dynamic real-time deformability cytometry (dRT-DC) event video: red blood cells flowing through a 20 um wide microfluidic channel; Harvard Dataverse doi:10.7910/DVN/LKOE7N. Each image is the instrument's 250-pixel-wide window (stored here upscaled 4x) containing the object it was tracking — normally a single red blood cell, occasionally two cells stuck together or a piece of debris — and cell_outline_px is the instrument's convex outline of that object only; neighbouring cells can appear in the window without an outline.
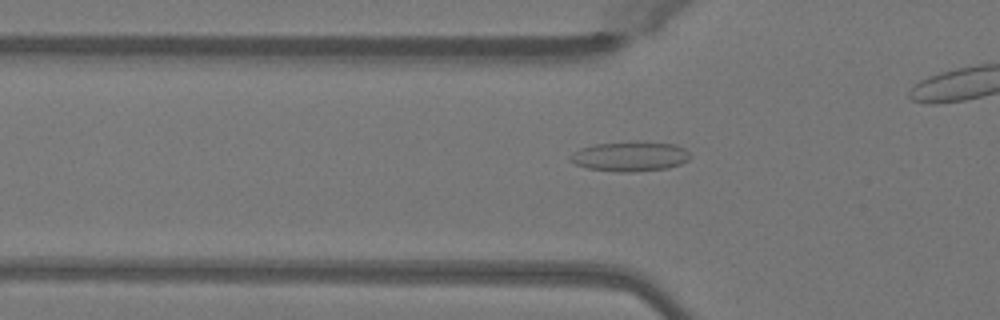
{"species": "Egyptian fruit bat (a non-hibernating species)", "species_latin": "Rousettus aegyptiacus", "temperature_condition": "warm", "stored_images_in_passage": 41, "camera_frame_rate_fps": 3000, "um_per_image_px": 0.085, "animal": {"sex": "female"}, "frame": {"image": 1, "passage_image": 17, "time_ms": 5.333, "image_size_px": [1000, 320], "cell_outline_px": [[692, 156], [688, 160], [680, 164], [668, 168], [632, 172], [616, 172], [588, 168], [576, 164], [568, 156], [572, 152], [580, 148], [596, 144], [636, 140], [676, 144], [684, 148]], "centroid_in_image_um": [53.58, 13.27], "position_along_channel_um": 72.2, "area_um2": 21.15}}
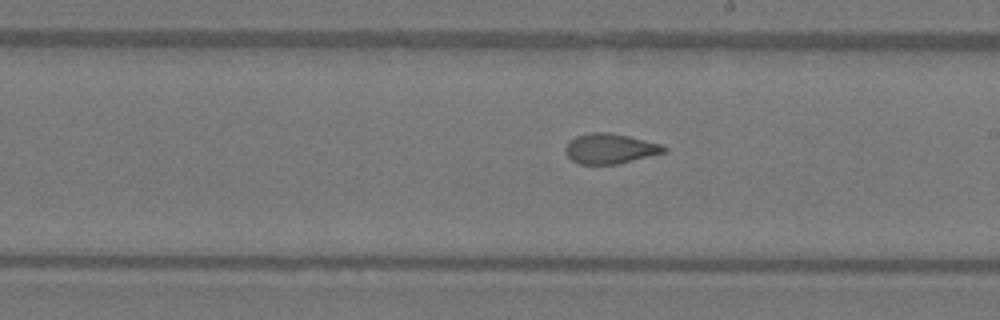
{"frame": {"image": 2, "passage_image": 29, "time_ms": 9.333, "image_size_px": [1000, 320], "cell_outline_px": [[668, 152], [616, 164], [580, 164], [572, 160], [568, 156], [564, 148], [568, 140], [576, 136], [592, 132], [608, 132], [628, 136], [660, 144], [668, 148]], "centroid_in_image_um": [51.85, 12.63], "position_along_channel_um": 237.2, "area_um2": 17.28}}
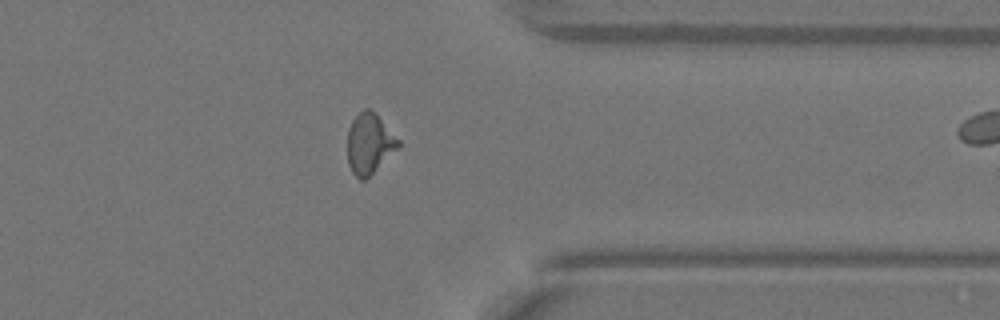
{"frame": {"image": 3, "passage_image": 40, "time_ms": 13.0, "image_size_px": [1000, 320], "cell_outline_px": [[400, 148], [364, 180], [360, 180], [352, 172], [348, 164], [348, 128], [352, 120], [364, 108], [368, 108], [376, 112], [400, 140]], "centroid_in_image_um": [31.42, 12.19], "position_along_channel_um": 380.0, "area_um2": 18.09}}